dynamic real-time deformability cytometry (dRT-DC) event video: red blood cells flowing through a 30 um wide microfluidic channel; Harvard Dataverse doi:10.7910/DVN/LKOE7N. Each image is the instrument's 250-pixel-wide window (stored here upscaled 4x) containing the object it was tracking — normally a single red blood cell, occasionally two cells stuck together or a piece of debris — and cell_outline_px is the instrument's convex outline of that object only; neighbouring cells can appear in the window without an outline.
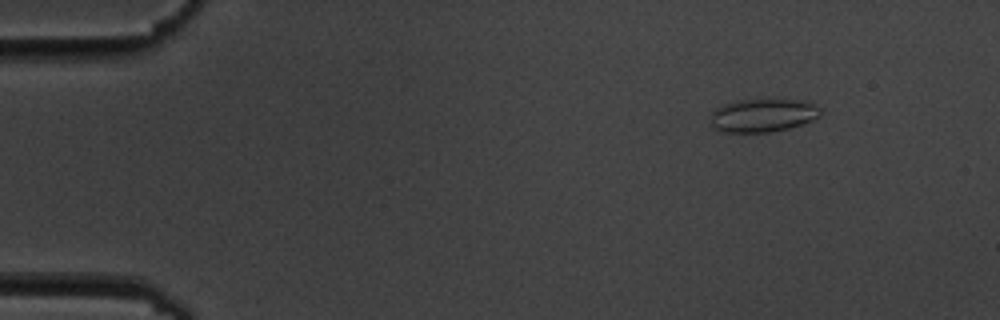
{"species": "common noctule bat (a hibernating species)", "species_latin": "Nyctalus noctula", "temperature_condition": "cold", "stored_images_in_passage": 10, "camera_frame_rate_fps": 3000, "um_per_image_px": 0.085, "animal": {"sex": "male", "body_mass_g": 19.5, "forearm_length_mm": 54.6}, "frame": {"image": 1, "passage_image": 3, "time_ms": 2.0, "image_size_px": [1000, 320], "cell_outline_px": [[824, 112], [820, 116], [804, 124], [788, 128], [768, 132], [724, 132], [712, 128], [712, 112], [716, 108], [724, 104], [736, 100], [804, 100], [816, 104]], "centroid_in_image_um": [64.89, 9.8], "position_along_channel_um": 20.1, "area_um2": 21.39}}
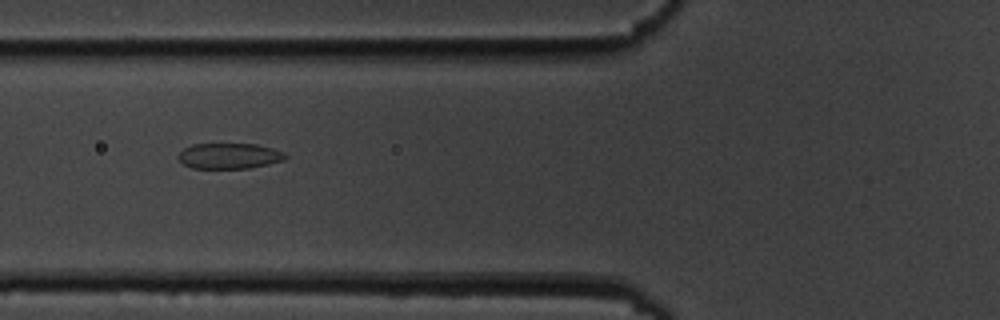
{"frame": {"image": 2, "passage_image": 7, "time_ms": 7.0, "image_size_px": [1000, 320], "cell_outline_px": [[288, 156], [284, 160], [268, 164], [248, 168], [192, 168], [184, 164], [176, 156], [184, 148], [192, 144], [256, 144], [272, 148], [284, 152]], "centroid_in_image_um": [19.49, 13.25], "position_along_channel_um": 106.3, "area_um2": 15.95}}
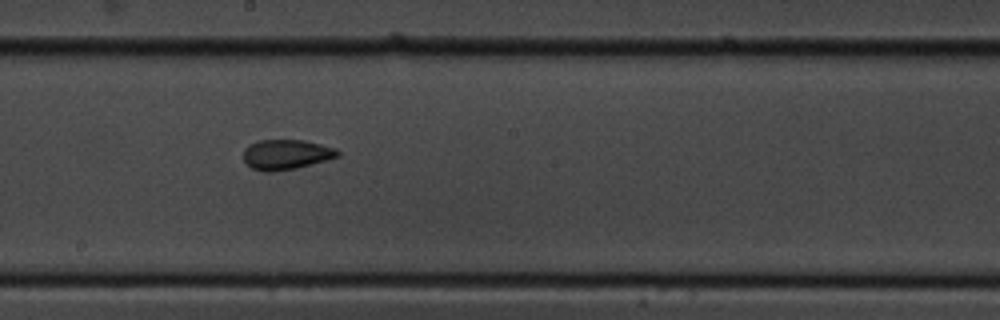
{"frame": {"image": 3, "passage_image": 10, "time_ms": 10.333, "image_size_px": [1000, 320], "cell_outline_px": [[340, 156], [296, 168], [272, 172], [264, 172], [252, 168], [244, 164], [244, 148], [248, 144], [260, 140], [304, 140], [336, 148], [340, 152]], "centroid_in_image_um": [24.29, 13.13], "position_along_channel_um": 223.9, "area_um2": 16.59}}